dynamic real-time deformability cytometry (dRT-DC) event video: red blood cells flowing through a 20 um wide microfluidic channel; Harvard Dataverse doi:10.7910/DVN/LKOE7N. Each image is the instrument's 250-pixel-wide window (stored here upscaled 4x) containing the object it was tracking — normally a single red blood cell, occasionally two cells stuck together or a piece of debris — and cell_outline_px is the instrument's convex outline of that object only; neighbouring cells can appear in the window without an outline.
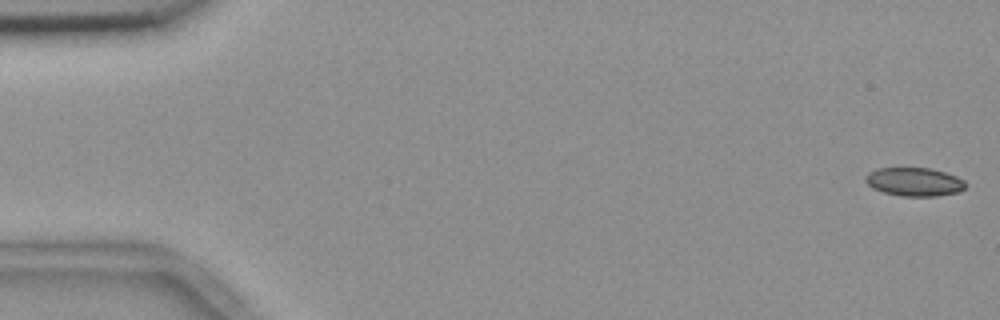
{"species": "common noctule bat (a hibernating species)", "species_latin": "Nyctalus noctula", "temperature_condition": "room temperature", "stored_images_in_passage": 8, "camera_frame_rate_fps": 3000, "um_per_image_px": 0.085, "animal": {"sex": "female", "body_mass_g": 18.4}, "frame": {"image": 1, "passage_image": 1, "time_ms": 0.0, "image_size_px": [1000, 320], "cell_outline_px": [[968, 184], [960, 192], [936, 196], [900, 196], [884, 192], [872, 188], [864, 180], [864, 176], [868, 172], [876, 168], [932, 168], [956, 176], [964, 180]], "centroid_in_image_um": [77.71, 15.45], "position_along_channel_um": 7.3, "area_um2": 16.82}}